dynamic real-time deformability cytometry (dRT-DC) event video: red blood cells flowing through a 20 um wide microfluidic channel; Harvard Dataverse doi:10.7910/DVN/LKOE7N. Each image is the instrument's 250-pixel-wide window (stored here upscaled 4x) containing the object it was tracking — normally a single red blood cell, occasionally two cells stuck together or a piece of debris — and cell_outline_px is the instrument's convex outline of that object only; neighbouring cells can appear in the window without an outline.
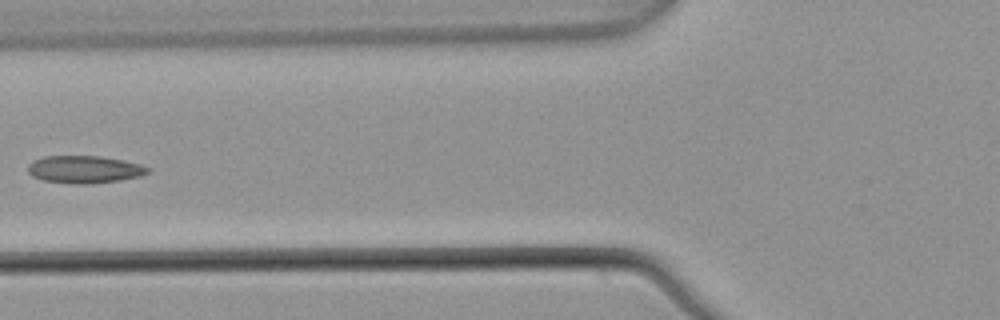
{"species": "common noctule bat (a hibernating species)", "species_latin": "Nyctalus noctula", "temperature_condition": "warm", "stored_images_in_passage": 5, "camera_frame_rate_fps": 3000, "um_per_image_px": 0.085, "animal": {"sex": "male", "body_mass_g": 21.5, "forearm_length_mm": 52.0}, "frame": {"image": 1, "passage_image": 5, "time_ms": 1.333, "image_size_px": [1000, 320], "cell_outline_px": [[152, 168], [148, 172], [140, 176], [120, 180], [88, 184], [76, 184], [44, 180], [32, 176], [28, 172], [28, 164], [44, 156], [96, 156], [124, 160], [140, 164]], "centroid_in_image_um": [7.2, 14.4], "position_along_channel_um": 118.6, "area_um2": 19.07}}